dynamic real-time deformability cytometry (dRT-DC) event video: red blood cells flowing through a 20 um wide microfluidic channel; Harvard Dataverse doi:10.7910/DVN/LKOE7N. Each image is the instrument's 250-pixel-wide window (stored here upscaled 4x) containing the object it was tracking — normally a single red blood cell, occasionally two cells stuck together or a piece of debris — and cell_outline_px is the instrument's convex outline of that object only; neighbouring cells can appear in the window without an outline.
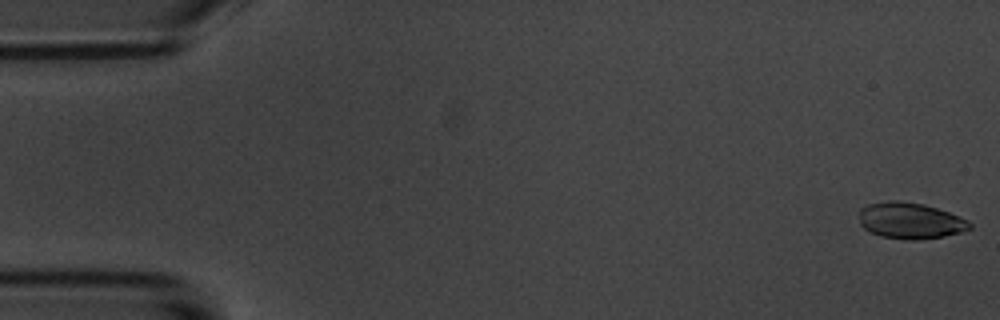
{"species": "common noctule bat (a hibernating species)", "species_latin": "Nyctalus noctula", "temperature_condition": "room temperature", "stored_images_in_passage": 53, "camera_frame_rate_fps": 3000, "um_per_image_px": 0.085, "animal": {"sex": "male", "body_mass_g": 20.1, "forearm_length_mm": 53.5}, "frame": {"image": 1, "passage_image": 1, "time_ms": 0.0, "image_size_px": [1000, 320], "cell_outline_px": [[972, 228], [960, 232], [940, 236], [912, 240], [908, 240], [880, 236], [864, 228], [860, 224], [860, 208], [868, 204], [888, 200], [896, 200], [924, 204], [948, 212], [968, 220], [972, 224]], "centroid_in_image_um": [77.35, 18.74], "position_along_channel_um": 7.7, "area_um2": 23.12}}
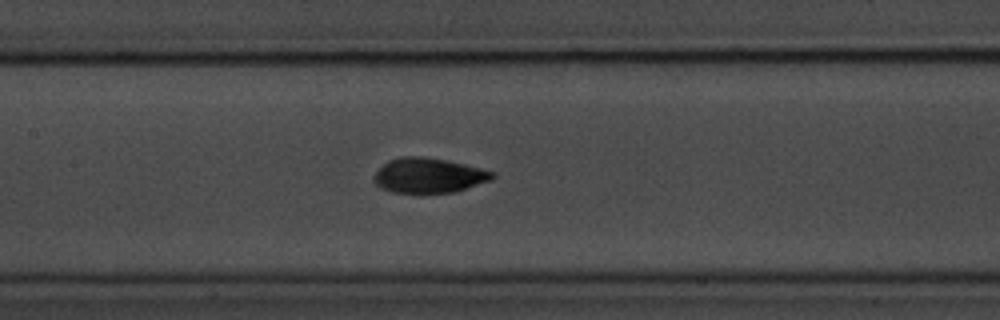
{"frame": {"image": 2, "passage_image": 26, "time_ms": 8.333, "image_size_px": [1000, 320], "cell_outline_px": [[496, 176], [492, 180], [456, 192], [392, 192], [380, 188], [372, 180], [376, 172], [388, 160], [400, 156], [424, 156], [464, 164], [496, 172]], "centroid_in_image_um": [36.45, 14.91], "position_along_channel_um": 170.9, "area_um2": 24.1}}
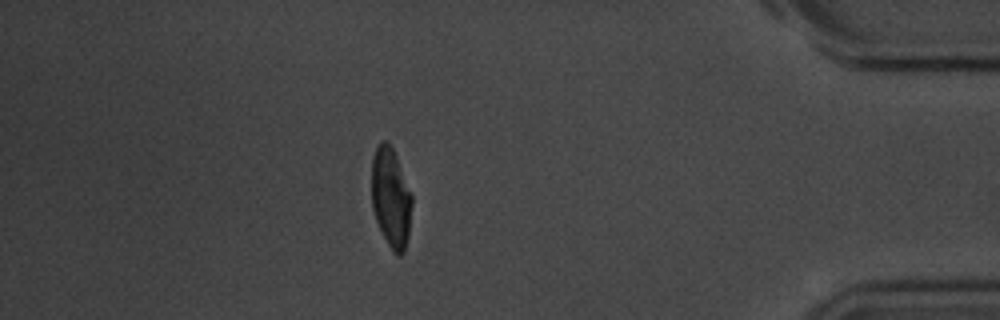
{"frame": {"image": 3, "passage_image": 49, "time_ms": 16.0, "image_size_px": [1000, 320], "cell_outline_px": [[412, 204], [408, 236], [404, 252], [400, 256], [396, 256], [392, 252], [376, 220], [372, 208], [372, 156], [380, 140], [388, 140], [396, 156], [412, 192]], "centroid_in_image_um": [33.23, 16.79], "position_along_channel_um": 402.0, "area_um2": 23.64}}